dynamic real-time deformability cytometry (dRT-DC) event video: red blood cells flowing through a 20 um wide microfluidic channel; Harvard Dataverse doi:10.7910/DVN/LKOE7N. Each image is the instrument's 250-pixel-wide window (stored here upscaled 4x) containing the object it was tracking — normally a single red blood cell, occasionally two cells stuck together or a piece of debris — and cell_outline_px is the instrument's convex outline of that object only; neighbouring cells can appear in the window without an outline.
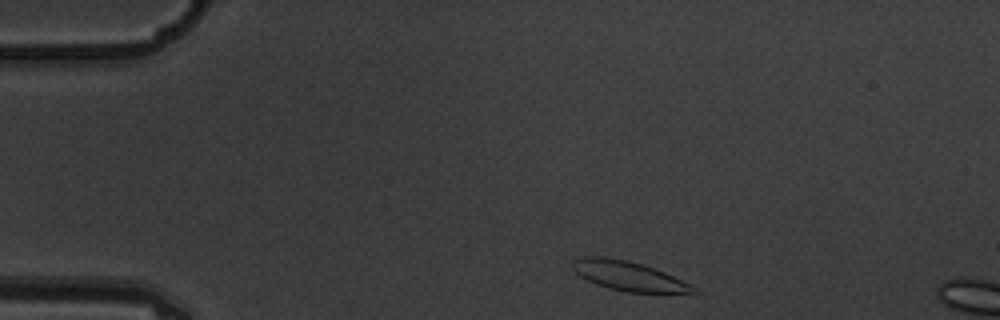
{"species": "common noctule bat (a hibernating species)", "species_latin": "Nyctalus noctula", "temperature_condition": "warm", "stored_images_in_passage": 2, "camera_frame_rate_fps": 3000, "um_per_image_px": 0.085, "animal": {"sex": "male", "body_mass_g": 19.5, "forearm_length_mm": 54.6}, "frame": {"image": 1, "passage_image": 1, "time_ms": 0.0, "image_size_px": [1000, 320], "cell_outline_px": [[704, 292], [628, 292], [608, 288], [596, 284], [580, 276], [572, 268], [572, 260], [584, 256], [604, 256], [628, 260], [664, 272], [692, 284]], "centroid_in_image_um": [53.42, 23.45], "position_along_channel_um": 31.6, "area_um2": 20.63}}